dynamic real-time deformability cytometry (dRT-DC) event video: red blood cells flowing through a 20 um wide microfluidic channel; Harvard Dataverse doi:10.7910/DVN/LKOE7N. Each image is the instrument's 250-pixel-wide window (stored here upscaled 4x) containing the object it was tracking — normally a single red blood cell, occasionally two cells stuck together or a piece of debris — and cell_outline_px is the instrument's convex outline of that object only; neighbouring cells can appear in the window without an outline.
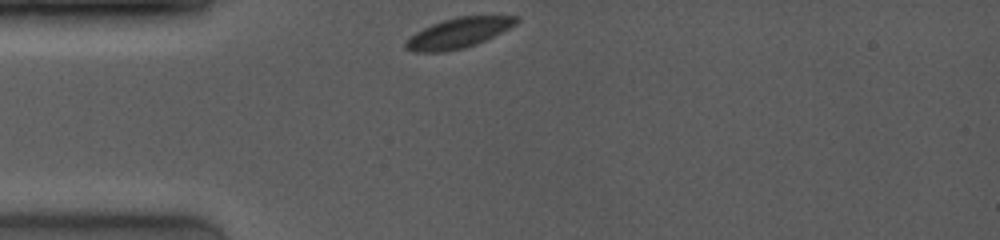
{"species": "common noctule bat (a hibernating species)", "species_latin": "Nyctalus noctula", "temperature_condition": "room temperature", "stored_images_in_passage": 40, "camera_frame_rate_fps": 4000, "um_per_image_px": 0.085, "animal": {"sex": "female", "body_mass_g": 19.0, "forearm_length_mm": 53.3}, "frame": {"image": 1, "passage_image": 1, "time_ms": 0.0, "image_size_px": [1000, 240], "cell_outline_px": [[520, 20], [516, 24], [476, 44], [464, 48], [444, 52], [412, 52], [404, 48], [404, 44], [416, 32], [432, 24], [444, 20], [460, 16], [520, 16]], "centroid_in_image_um": [38.95, 2.81], "position_along_channel_um": 46.0, "area_um2": 19.13}}
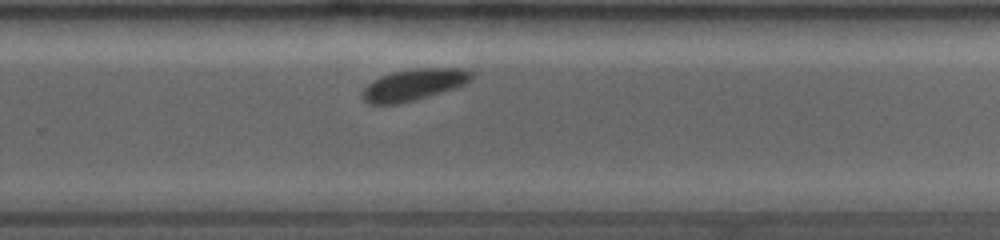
{"frame": {"image": 2, "passage_image": 25, "time_ms": 6.75, "image_size_px": [1000, 240], "cell_outline_px": [[472, 80], [464, 84], [416, 100], [400, 104], [368, 104], [360, 96], [360, 92], [372, 80], [380, 76], [392, 72], [412, 68], [464, 68], [472, 72]], "centroid_in_image_um": [35.12, 7.2], "position_along_channel_um": 294.7, "area_um2": 20.17}}
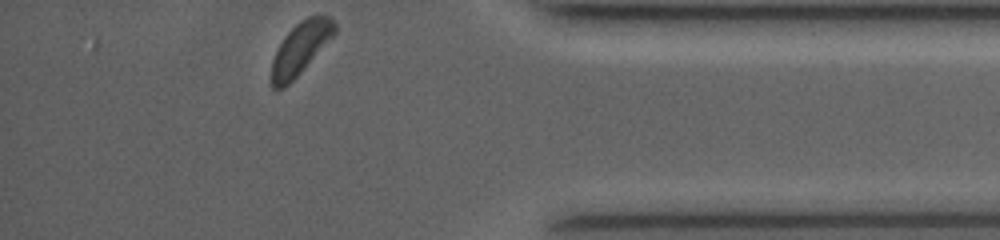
{"frame": {"image": 3, "passage_image": 39, "time_ms": 10.0, "image_size_px": [1000, 240], "cell_outline_px": [[336, 32], [300, 72], [284, 88], [276, 92], [272, 88], [272, 60], [284, 36], [300, 20], [308, 16], [332, 16], [336, 24]], "centroid_in_image_um": [25.53, 4.1], "position_along_channel_um": 409.7, "area_um2": 18.79}}